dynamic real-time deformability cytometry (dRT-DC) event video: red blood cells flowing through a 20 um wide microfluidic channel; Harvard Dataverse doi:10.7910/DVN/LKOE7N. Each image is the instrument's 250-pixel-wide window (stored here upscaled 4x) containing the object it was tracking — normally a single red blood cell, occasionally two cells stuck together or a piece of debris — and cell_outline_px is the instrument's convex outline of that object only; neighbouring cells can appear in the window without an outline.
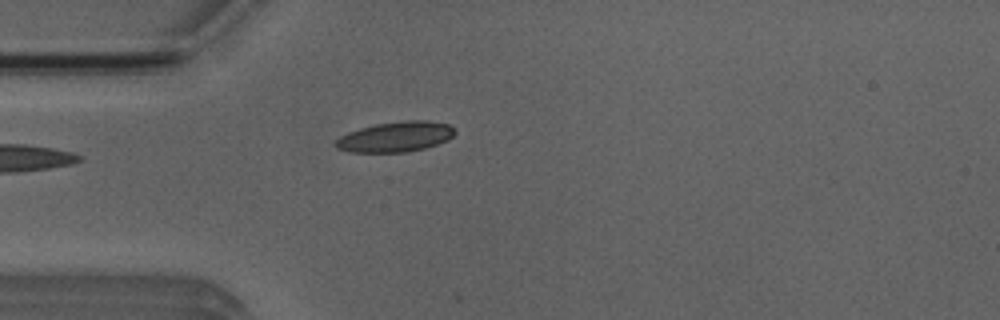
{"species": "Egyptian fruit bat (a non-hibernating species)", "species_latin": "Rousettus aegyptiacus", "temperature_condition": "room temperature", "stored_images_in_passage": 4, "camera_frame_rate_fps": 3000, "um_per_image_px": 0.085, "animal": {"sex": "male"}, "frame": {"image": 1, "passage_image": 4, "time_ms": 3.333, "image_size_px": [1000, 320], "cell_outline_px": [[456, 132], [448, 140], [424, 148], [408, 152], [348, 152], [336, 148], [332, 144], [340, 136], [348, 132], [360, 128], [376, 124], [408, 120], [428, 120], [448, 124]], "centroid_in_image_um": [33.58, 11.63], "position_along_channel_um": 51.4, "area_um2": 21.04}}